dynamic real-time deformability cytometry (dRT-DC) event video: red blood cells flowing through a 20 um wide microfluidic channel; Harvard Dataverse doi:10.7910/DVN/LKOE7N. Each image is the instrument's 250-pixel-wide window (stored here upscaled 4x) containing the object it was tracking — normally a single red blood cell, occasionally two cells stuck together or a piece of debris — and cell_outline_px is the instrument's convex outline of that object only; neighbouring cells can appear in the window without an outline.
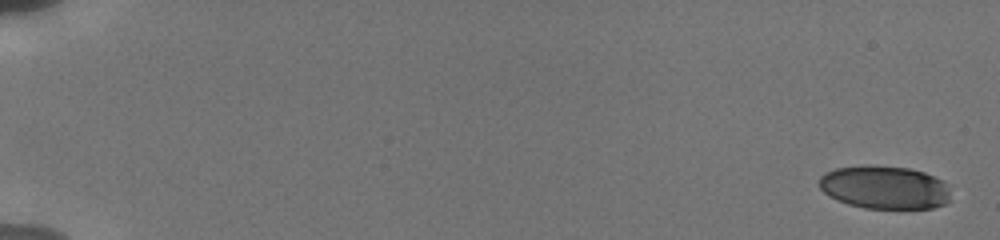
{"species": "human", "species_latin": "Homo sapiens", "temperature_condition": "cold", "stored_images_in_passage": 51, "segment_of_instrument_passage": [1, 2], "camera_frame_rate_fps": 3000, "um_per_image_px": 0.085, "donor": {"sex": "male"}, "frame": {"image": 1, "passage_image": 1, "time_ms": 0.0, "image_size_px": [1000, 240], "cell_outline_px": [[948, 200], [944, 204], [932, 208], [864, 208], [848, 204], [836, 200], [828, 196], [820, 188], [820, 176], [824, 172], [836, 168], [868, 164], [908, 168], [924, 172], [948, 184]], "centroid_in_image_um": [75.14, 15.91], "position_along_channel_um": 9.9, "area_um2": 33.12}}
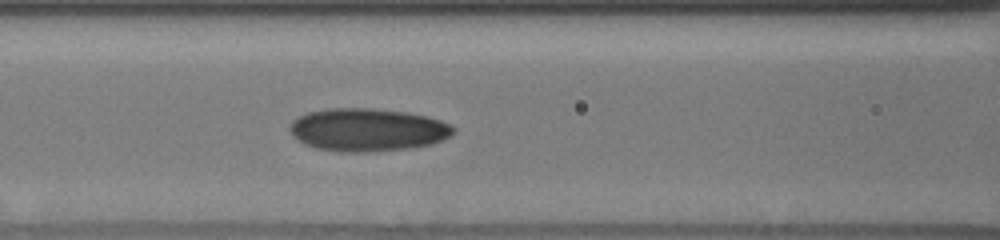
{"frame": {"image": 2, "passage_image": 24, "time_ms": 8.333, "image_size_px": [1000, 240], "cell_outline_px": [[456, 132], [432, 144], [408, 148], [364, 152], [344, 152], [316, 148], [304, 144], [296, 140], [292, 136], [288, 128], [292, 120], [308, 112], [328, 108], [372, 108], [408, 112], [428, 116], [452, 124], [456, 128]], "centroid_in_image_um": [31.23, 11.02], "position_along_channel_um": 135.4, "area_um2": 41.15}}
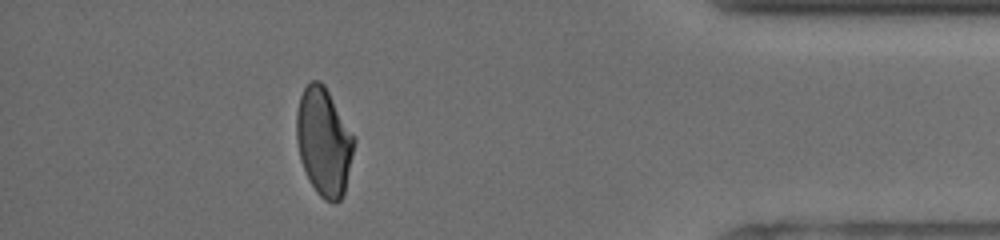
{"frame": {"image": 3, "passage_image": 46, "time_ms": 16.333, "image_size_px": [1000, 240], "cell_outline_px": [[356, 140], [344, 192], [340, 200], [336, 204], [332, 204], [324, 200], [316, 192], [300, 160], [296, 140], [296, 112], [300, 96], [304, 88], [312, 80], [320, 80], [324, 84]], "centroid_in_image_um": [27.51, 12.06], "position_along_channel_um": 407.7, "area_um2": 36.07}}